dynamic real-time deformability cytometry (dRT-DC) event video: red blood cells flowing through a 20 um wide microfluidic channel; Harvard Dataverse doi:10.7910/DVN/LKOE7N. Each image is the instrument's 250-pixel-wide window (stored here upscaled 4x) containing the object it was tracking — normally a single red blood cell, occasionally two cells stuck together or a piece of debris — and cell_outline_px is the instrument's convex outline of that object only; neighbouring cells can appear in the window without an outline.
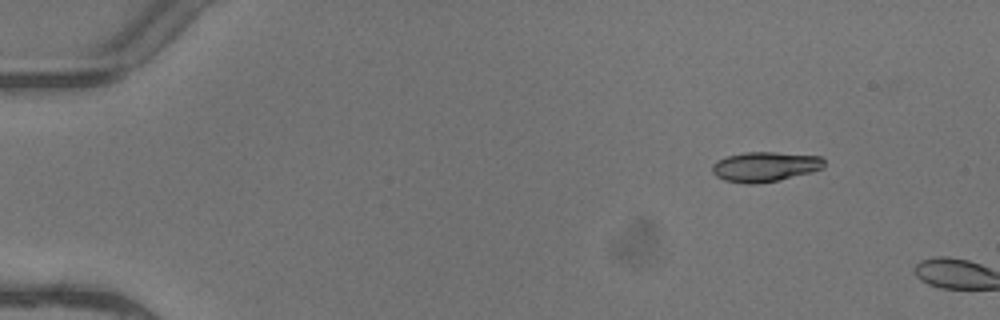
{"species": "common noctule bat (a hibernating species)", "species_latin": "Nyctalus noctula", "temperature_condition": "warm", "stored_images_in_passage": 2, "camera_frame_rate_fps": 3000, "um_per_image_px": 0.085, "animal": {"sex": "female"}, "frame": {"image": 1, "passage_image": 1, "time_ms": 0.0, "image_size_px": [1000, 320], "cell_outline_px": [[824, 168], [812, 172], [780, 180], [756, 184], [744, 184], [724, 180], [716, 176], [712, 172], [712, 164], [716, 160], [728, 156], [744, 152], [772, 152], [820, 156], [824, 160]], "centroid_in_image_um": [65.01, 14.18], "position_along_channel_um": 20.0, "area_um2": 19.65}}